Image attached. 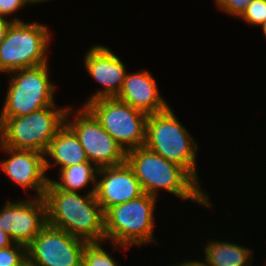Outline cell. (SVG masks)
Wrapping results in <instances>:
<instances>
[{"label":"cell","mask_w":266,"mask_h":266,"mask_svg":"<svg viewBox=\"0 0 266 266\" xmlns=\"http://www.w3.org/2000/svg\"><path fill=\"white\" fill-rule=\"evenodd\" d=\"M26 260V246L23 244L13 243L0 249V266H22Z\"/></svg>","instance_id":"obj_20"},{"label":"cell","mask_w":266,"mask_h":266,"mask_svg":"<svg viewBox=\"0 0 266 266\" xmlns=\"http://www.w3.org/2000/svg\"><path fill=\"white\" fill-rule=\"evenodd\" d=\"M156 198L144 193L107 209L104 212L105 241H112L114 249L156 242L153 238Z\"/></svg>","instance_id":"obj_3"},{"label":"cell","mask_w":266,"mask_h":266,"mask_svg":"<svg viewBox=\"0 0 266 266\" xmlns=\"http://www.w3.org/2000/svg\"><path fill=\"white\" fill-rule=\"evenodd\" d=\"M50 31L39 23L13 22L0 43V73L48 63Z\"/></svg>","instance_id":"obj_6"},{"label":"cell","mask_w":266,"mask_h":266,"mask_svg":"<svg viewBox=\"0 0 266 266\" xmlns=\"http://www.w3.org/2000/svg\"><path fill=\"white\" fill-rule=\"evenodd\" d=\"M261 27H262V30H263V34L266 37V21L261 25Z\"/></svg>","instance_id":"obj_27"},{"label":"cell","mask_w":266,"mask_h":266,"mask_svg":"<svg viewBox=\"0 0 266 266\" xmlns=\"http://www.w3.org/2000/svg\"><path fill=\"white\" fill-rule=\"evenodd\" d=\"M217 8L240 18L252 0H214Z\"/></svg>","instance_id":"obj_22"},{"label":"cell","mask_w":266,"mask_h":266,"mask_svg":"<svg viewBox=\"0 0 266 266\" xmlns=\"http://www.w3.org/2000/svg\"><path fill=\"white\" fill-rule=\"evenodd\" d=\"M126 162L133 169L144 193L157 197L158 190L164 189L183 200L190 199L211 207L207 193L183 167L146 146L126 152Z\"/></svg>","instance_id":"obj_2"},{"label":"cell","mask_w":266,"mask_h":266,"mask_svg":"<svg viewBox=\"0 0 266 266\" xmlns=\"http://www.w3.org/2000/svg\"><path fill=\"white\" fill-rule=\"evenodd\" d=\"M84 62L89 75L103 86V89L92 94L84 106L96 99L116 97L127 74L121 59L108 47L97 44L86 53Z\"/></svg>","instance_id":"obj_14"},{"label":"cell","mask_w":266,"mask_h":266,"mask_svg":"<svg viewBox=\"0 0 266 266\" xmlns=\"http://www.w3.org/2000/svg\"><path fill=\"white\" fill-rule=\"evenodd\" d=\"M48 68L47 63L10 72L0 118L24 116L55 104V85L49 80Z\"/></svg>","instance_id":"obj_7"},{"label":"cell","mask_w":266,"mask_h":266,"mask_svg":"<svg viewBox=\"0 0 266 266\" xmlns=\"http://www.w3.org/2000/svg\"><path fill=\"white\" fill-rule=\"evenodd\" d=\"M67 109H58L53 104L24 116L0 118V143L44 154L52 138L65 124Z\"/></svg>","instance_id":"obj_5"},{"label":"cell","mask_w":266,"mask_h":266,"mask_svg":"<svg viewBox=\"0 0 266 266\" xmlns=\"http://www.w3.org/2000/svg\"><path fill=\"white\" fill-rule=\"evenodd\" d=\"M88 242L47 225L26 247L27 260L37 266H82Z\"/></svg>","instance_id":"obj_10"},{"label":"cell","mask_w":266,"mask_h":266,"mask_svg":"<svg viewBox=\"0 0 266 266\" xmlns=\"http://www.w3.org/2000/svg\"><path fill=\"white\" fill-rule=\"evenodd\" d=\"M125 152L145 146L148 115L117 98H100L84 106Z\"/></svg>","instance_id":"obj_8"},{"label":"cell","mask_w":266,"mask_h":266,"mask_svg":"<svg viewBox=\"0 0 266 266\" xmlns=\"http://www.w3.org/2000/svg\"><path fill=\"white\" fill-rule=\"evenodd\" d=\"M1 150L10 154L1 161V168L8 178L22 188L36 190V197H43L49 178L45 174V156L34 150L14 149L0 143Z\"/></svg>","instance_id":"obj_13"},{"label":"cell","mask_w":266,"mask_h":266,"mask_svg":"<svg viewBox=\"0 0 266 266\" xmlns=\"http://www.w3.org/2000/svg\"><path fill=\"white\" fill-rule=\"evenodd\" d=\"M199 266H205L202 262L199 261Z\"/></svg>","instance_id":"obj_30"},{"label":"cell","mask_w":266,"mask_h":266,"mask_svg":"<svg viewBox=\"0 0 266 266\" xmlns=\"http://www.w3.org/2000/svg\"><path fill=\"white\" fill-rule=\"evenodd\" d=\"M204 250L205 262L202 263L205 266H251L252 264L251 249L238 244L210 240Z\"/></svg>","instance_id":"obj_17"},{"label":"cell","mask_w":266,"mask_h":266,"mask_svg":"<svg viewBox=\"0 0 266 266\" xmlns=\"http://www.w3.org/2000/svg\"><path fill=\"white\" fill-rule=\"evenodd\" d=\"M71 111L69 107L65 123L78 136L88 161L98 169L126 162V152L84 106L76 111L74 119L68 121Z\"/></svg>","instance_id":"obj_9"},{"label":"cell","mask_w":266,"mask_h":266,"mask_svg":"<svg viewBox=\"0 0 266 266\" xmlns=\"http://www.w3.org/2000/svg\"><path fill=\"white\" fill-rule=\"evenodd\" d=\"M101 243H88L83 251L82 266H117L114 261L100 245Z\"/></svg>","instance_id":"obj_19"},{"label":"cell","mask_w":266,"mask_h":266,"mask_svg":"<svg viewBox=\"0 0 266 266\" xmlns=\"http://www.w3.org/2000/svg\"><path fill=\"white\" fill-rule=\"evenodd\" d=\"M22 266H37V265H34L32 263H30L28 260H26Z\"/></svg>","instance_id":"obj_28"},{"label":"cell","mask_w":266,"mask_h":266,"mask_svg":"<svg viewBox=\"0 0 266 266\" xmlns=\"http://www.w3.org/2000/svg\"><path fill=\"white\" fill-rule=\"evenodd\" d=\"M241 18L254 26H261L266 21V0H252Z\"/></svg>","instance_id":"obj_21"},{"label":"cell","mask_w":266,"mask_h":266,"mask_svg":"<svg viewBox=\"0 0 266 266\" xmlns=\"http://www.w3.org/2000/svg\"><path fill=\"white\" fill-rule=\"evenodd\" d=\"M21 19L13 18L9 19V21L6 18L0 17V43L6 38L7 32L13 22H19Z\"/></svg>","instance_id":"obj_24"},{"label":"cell","mask_w":266,"mask_h":266,"mask_svg":"<svg viewBox=\"0 0 266 266\" xmlns=\"http://www.w3.org/2000/svg\"><path fill=\"white\" fill-rule=\"evenodd\" d=\"M174 266H199V261H184L181 262L180 264H176Z\"/></svg>","instance_id":"obj_26"},{"label":"cell","mask_w":266,"mask_h":266,"mask_svg":"<svg viewBox=\"0 0 266 266\" xmlns=\"http://www.w3.org/2000/svg\"><path fill=\"white\" fill-rule=\"evenodd\" d=\"M92 186L91 191L81 196L60 190L48 181L43 196L48 225L88 243L105 241L104 212L96 199V186Z\"/></svg>","instance_id":"obj_1"},{"label":"cell","mask_w":266,"mask_h":266,"mask_svg":"<svg viewBox=\"0 0 266 266\" xmlns=\"http://www.w3.org/2000/svg\"><path fill=\"white\" fill-rule=\"evenodd\" d=\"M8 201L0 209V228L14 243L26 247L48 225L43 197Z\"/></svg>","instance_id":"obj_11"},{"label":"cell","mask_w":266,"mask_h":266,"mask_svg":"<svg viewBox=\"0 0 266 266\" xmlns=\"http://www.w3.org/2000/svg\"><path fill=\"white\" fill-rule=\"evenodd\" d=\"M98 168L90 161L79 163L59 170L60 182L49 179V181L60 190L78 193L88 183L96 186Z\"/></svg>","instance_id":"obj_18"},{"label":"cell","mask_w":266,"mask_h":266,"mask_svg":"<svg viewBox=\"0 0 266 266\" xmlns=\"http://www.w3.org/2000/svg\"><path fill=\"white\" fill-rule=\"evenodd\" d=\"M96 182V199L102 211L136 199L144 194L140 182L127 162L99 168Z\"/></svg>","instance_id":"obj_12"},{"label":"cell","mask_w":266,"mask_h":266,"mask_svg":"<svg viewBox=\"0 0 266 266\" xmlns=\"http://www.w3.org/2000/svg\"><path fill=\"white\" fill-rule=\"evenodd\" d=\"M145 146L183 167L199 183L196 171L197 143L176 118L171 107L148 115Z\"/></svg>","instance_id":"obj_4"},{"label":"cell","mask_w":266,"mask_h":266,"mask_svg":"<svg viewBox=\"0 0 266 266\" xmlns=\"http://www.w3.org/2000/svg\"><path fill=\"white\" fill-rule=\"evenodd\" d=\"M39 3L49 1V0H37Z\"/></svg>","instance_id":"obj_29"},{"label":"cell","mask_w":266,"mask_h":266,"mask_svg":"<svg viewBox=\"0 0 266 266\" xmlns=\"http://www.w3.org/2000/svg\"><path fill=\"white\" fill-rule=\"evenodd\" d=\"M115 98L147 115L162 112L169 107L160 95L154 77L146 70L132 74L127 72Z\"/></svg>","instance_id":"obj_15"},{"label":"cell","mask_w":266,"mask_h":266,"mask_svg":"<svg viewBox=\"0 0 266 266\" xmlns=\"http://www.w3.org/2000/svg\"><path fill=\"white\" fill-rule=\"evenodd\" d=\"M13 243L10 236L0 228V249L9 247Z\"/></svg>","instance_id":"obj_25"},{"label":"cell","mask_w":266,"mask_h":266,"mask_svg":"<svg viewBox=\"0 0 266 266\" xmlns=\"http://www.w3.org/2000/svg\"><path fill=\"white\" fill-rule=\"evenodd\" d=\"M38 4L37 0H0V17L6 18L19 10L23 5Z\"/></svg>","instance_id":"obj_23"},{"label":"cell","mask_w":266,"mask_h":266,"mask_svg":"<svg viewBox=\"0 0 266 266\" xmlns=\"http://www.w3.org/2000/svg\"><path fill=\"white\" fill-rule=\"evenodd\" d=\"M44 156L45 171L51 167L47 156L51 157L54 165H59L60 169L88 161L78 136L66 123L50 141Z\"/></svg>","instance_id":"obj_16"}]
</instances>
